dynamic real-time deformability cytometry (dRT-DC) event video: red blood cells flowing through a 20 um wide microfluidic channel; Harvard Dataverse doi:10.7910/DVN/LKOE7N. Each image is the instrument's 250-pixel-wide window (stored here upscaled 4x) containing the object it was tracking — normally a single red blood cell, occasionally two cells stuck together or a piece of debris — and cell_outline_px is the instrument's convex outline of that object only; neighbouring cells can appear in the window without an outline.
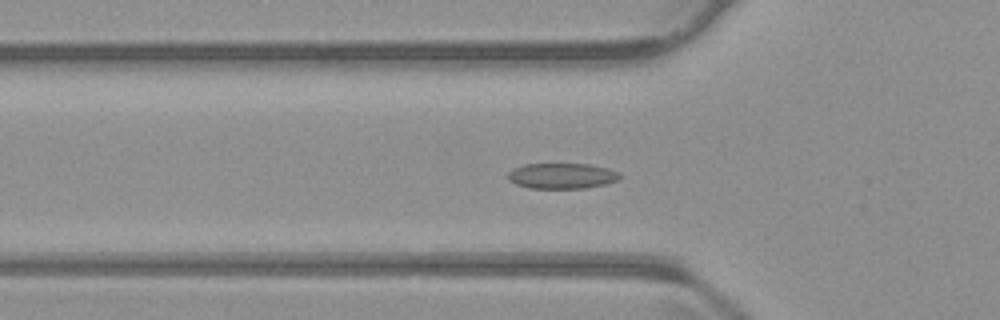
{"species": "common noctule bat (a hibernating species)", "species_latin": "Nyctalus noctula", "temperature_condition": "warm", "stored_images_in_passage": 54, "camera_frame_rate_fps": 3000, "um_per_image_px": 0.085, "animal": {"sex": "male", "body_mass_g": 23.1, "forearm_length_mm": 52.7}, "frame": {"image": 1, "passage_image": 17, "time_ms": 5.333, "image_size_px": [1000, 320], "cell_outline_px": [[624, 176], [620, 180], [604, 184], [584, 188], [528, 188], [516, 184], [508, 180], [508, 172], [512, 168], [524, 164], [588, 164], [608, 168], [620, 172]], "centroid_in_image_um": [47.79, 14.94], "position_along_channel_um": 78.0, "area_um2": 16.88}}
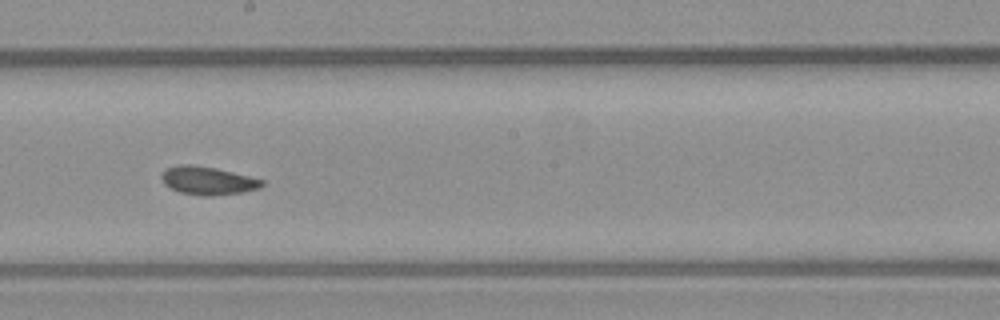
{"frame": {"image": 2, "passage_image": 29, "time_ms": 9.333, "image_size_px": [1000, 320], "cell_outline_px": [[264, 184], [260, 188], [244, 192], [212, 196], [204, 196], [180, 192], [164, 184], [160, 176], [164, 168], [180, 164], [192, 164], [216, 168], [264, 180]], "centroid_in_image_um": [17.64, 15.35], "position_along_channel_um": 230.6, "area_um2": 16.59}}
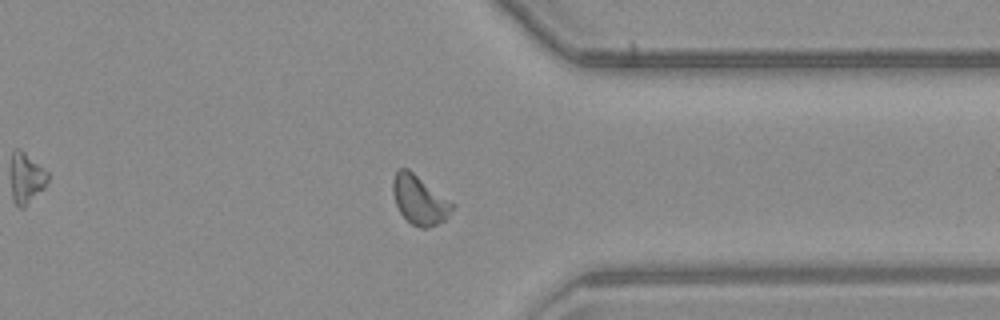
{"frame": {"image": 3, "passage_image": 41, "time_ms": 13.333, "image_size_px": [1000, 320], "cell_outline_px": [[456, 204], [448, 216], [444, 220], [428, 228], [420, 228], [412, 224], [400, 212], [396, 204], [392, 192], [392, 180], [396, 172], [400, 168], [408, 168]], "centroid_in_image_um": [35.66, 16.98], "position_along_channel_um": 375.7, "area_um2": 16.99}, "authors_computed_cell_mechanics": {"area_um2": 16.3285, "velocity_mm_per_s": 3.7894, "shape_relaxation_time_tau1_ms": 4.3645, "shape_relaxation_time_tau2_ms": 1.8245, "deformation_change_tau1": 0.0917, "deformation_change_tau2": 0.0613}}